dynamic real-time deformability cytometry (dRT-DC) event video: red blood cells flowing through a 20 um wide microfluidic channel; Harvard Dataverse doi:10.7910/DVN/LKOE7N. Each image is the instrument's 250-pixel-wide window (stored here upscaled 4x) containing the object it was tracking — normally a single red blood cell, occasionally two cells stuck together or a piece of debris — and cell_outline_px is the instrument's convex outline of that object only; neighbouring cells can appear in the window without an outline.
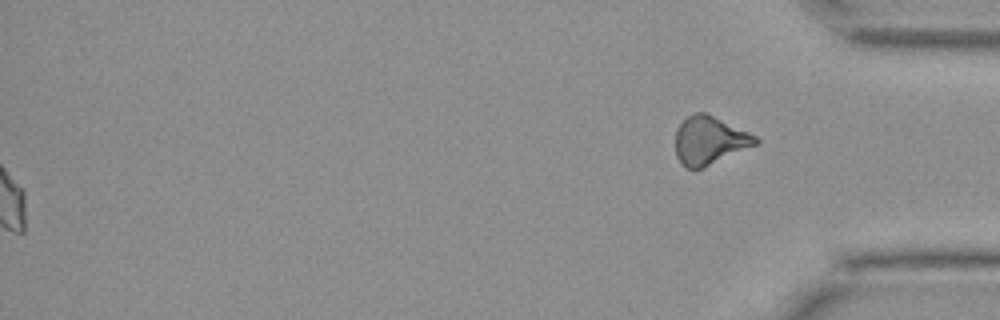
{"species": "Egyptian fruit bat (a non-hibernating species)", "species_latin": "Rousettus aegyptiacus", "temperature_condition": "cold", "stored_images_in_passage": 47, "segment_of_instrument_passage": [2, 2], "camera_frame_rate_fps": 3000, "um_per_image_px": 0.085, "animal": {"sex": "female"}, "frame": {"image": 1, "passage_image": 47, "time_ms": 15.333, "image_size_px": [1000, 320], "cell_outline_px": [[760, 144], [700, 168], [688, 168], [680, 164], [676, 156], [676, 128], [688, 116], [696, 112], [708, 112], [756, 136], [760, 140]], "centroid_in_image_um": [60.32, 11.92], "position_along_channel_um": 374.9, "area_um2": 22.54}}